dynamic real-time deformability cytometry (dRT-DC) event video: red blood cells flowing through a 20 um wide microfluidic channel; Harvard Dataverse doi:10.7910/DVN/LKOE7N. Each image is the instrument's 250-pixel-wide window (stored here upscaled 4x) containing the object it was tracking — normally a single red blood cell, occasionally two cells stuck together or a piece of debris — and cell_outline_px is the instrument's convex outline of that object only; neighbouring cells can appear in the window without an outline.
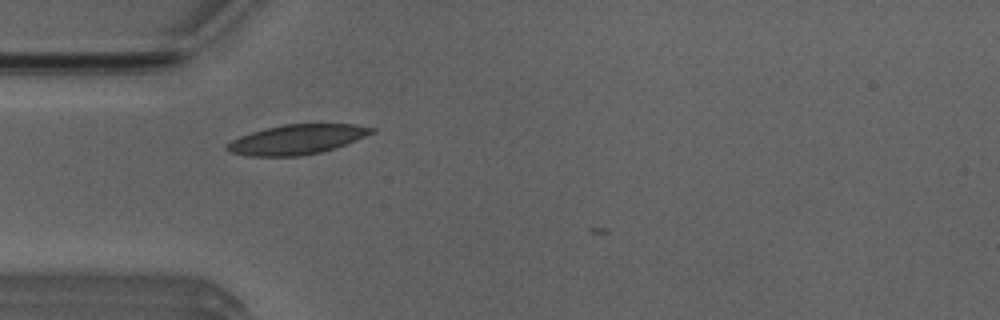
{"species": "Egyptian fruit bat (a non-hibernating species)", "species_latin": "Rousettus aegyptiacus", "temperature_condition": "room temperature", "stored_images_in_passage": 4, "camera_frame_rate_fps": 3000, "um_per_image_px": 0.085, "animal": {"sex": "male"}, "frame": {"image": 1, "passage_image": 1, "time_ms": 0.0, "image_size_px": [1000, 320], "cell_outline_px": [[376, 132], [356, 140], [320, 152], [300, 156], [248, 156], [232, 152], [224, 148], [224, 144], [240, 136], [264, 128], [284, 124], [356, 124], [376, 128]], "centroid_in_image_um": [25.23, 11.84], "position_along_channel_um": 59.8, "area_um2": 24.97}}